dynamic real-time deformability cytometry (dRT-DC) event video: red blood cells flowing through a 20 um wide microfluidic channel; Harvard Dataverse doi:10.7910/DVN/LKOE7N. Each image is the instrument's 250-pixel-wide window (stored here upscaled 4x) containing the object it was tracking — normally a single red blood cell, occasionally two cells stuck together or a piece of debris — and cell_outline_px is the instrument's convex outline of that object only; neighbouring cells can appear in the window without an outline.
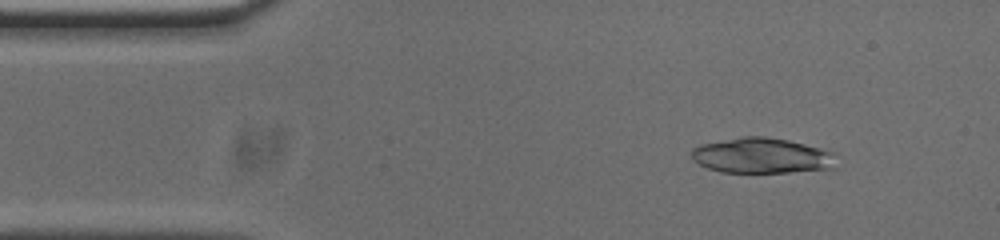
{"species": "common noctule bat (a hibernating species)", "species_latin": "Nyctalus noctula", "temperature_condition": "cold", "stored_images_in_passage": 49, "camera_frame_rate_fps": 3000, "um_per_image_px": 0.085, "animal": {"sex": "male", "body_mass_g": 20.0, "forearm_length_mm": 53.3}, "frame": {"image": 1, "passage_image": 3, "time_ms": 0.667, "image_size_px": [1000, 240], "cell_outline_px": [[840, 168], [788, 172], [720, 172], [708, 168], [692, 160], [692, 148], [700, 144], [744, 136], [764, 136], [788, 140], [836, 152]], "centroid_in_image_um": [64.84, 13.23], "position_along_channel_um": 20.2, "area_um2": 30.29}}